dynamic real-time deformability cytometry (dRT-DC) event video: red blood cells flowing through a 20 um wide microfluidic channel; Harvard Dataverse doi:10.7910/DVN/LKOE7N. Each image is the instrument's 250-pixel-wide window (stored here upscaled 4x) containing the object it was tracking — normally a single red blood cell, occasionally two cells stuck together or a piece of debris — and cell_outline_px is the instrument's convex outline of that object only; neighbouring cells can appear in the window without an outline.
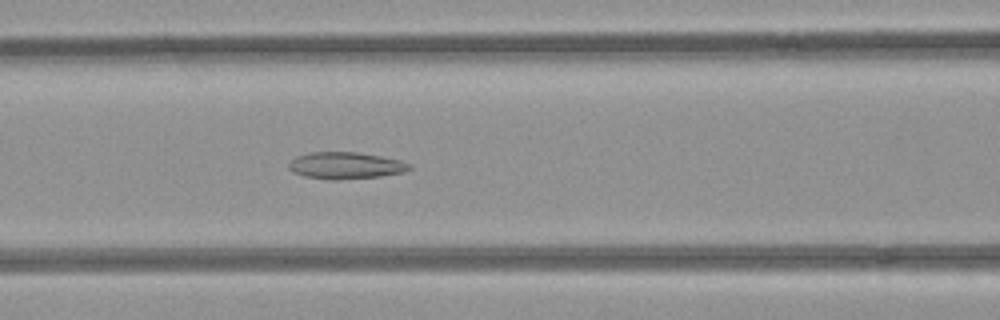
{"species": "common noctule bat (a hibernating species)", "species_latin": "Nyctalus noctula", "temperature_condition": "room temperature", "stored_images_in_passage": 52, "camera_frame_rate_fps": 3000, "um_per_image_px": 0.085, "animal": {"sex": "female", "body_mass_g": 21.9}, "frame": {"image": 1, "passage_image": 22, "time_ms": 7.0, "image_size_px": [1000, 320], "cell_outline_px": [[412, 168], [404, 172], [380, 176], [336, 180], [328, 180], [304, 176], [292, 172], [288, 168], [288, 164], [296, 156], [312, 152], [356, 152], [380, 156], [400, 160], [412, 164]], "centroid_in_image_um": [29.37, 14.07], "position_along_channel_um": 137.2, "area_um2": 18.9}}
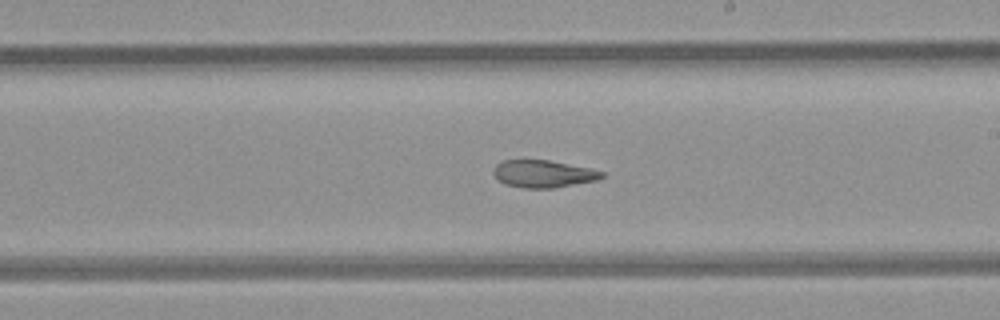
{"frame": {"image": 2, "passage_image": 30, "time_ms": 9.667, "image_size_px": [1000, 320], "cell_outline_px": [[604, 176], [596, 180], [556, 188], [520, 188], [504, 184], [492, 172], [492, 168], [500, 160], [548, 160], [592, 168], [604, 172]], "centroid_in_image_um": [46.16, 14.77], "position_along_channel_um": 242.8, "area_um2": 17.46}}
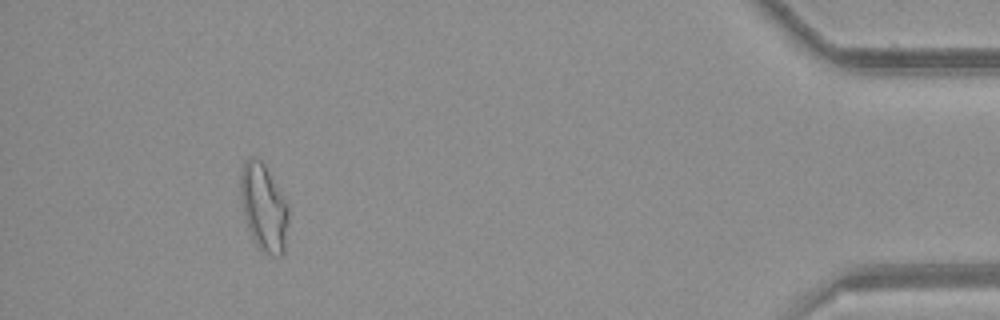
{"frame": {"image": 3, "passage_image": 48, "time_ms": 15.667, "image_size_px": [1000, 320], "cell_outline_px": [[288, 224], [284, 252], [280, 256], [268, 252], [260, 248], [256, 244], [248, 228], [240, 196], [240, 172], [248, 156], [256, 156], [264, 164], [284, 200], [288, 208]], "centroid_in_image_um": [22.4, 17.59], "position_along_channel_um": 412.8, "area_um2": 23.76}, "authors_computed_cell_mechanics": {"area_um2": 21.097, "velocity_mm_per_s": 3.962, "shape_relaxation_time_tau1_ms": null, "shape_relaxation_time_tau2_ms": 2.8906, "deformation_change_tau1": null, "deformation_change_tau2": 0.1021}}